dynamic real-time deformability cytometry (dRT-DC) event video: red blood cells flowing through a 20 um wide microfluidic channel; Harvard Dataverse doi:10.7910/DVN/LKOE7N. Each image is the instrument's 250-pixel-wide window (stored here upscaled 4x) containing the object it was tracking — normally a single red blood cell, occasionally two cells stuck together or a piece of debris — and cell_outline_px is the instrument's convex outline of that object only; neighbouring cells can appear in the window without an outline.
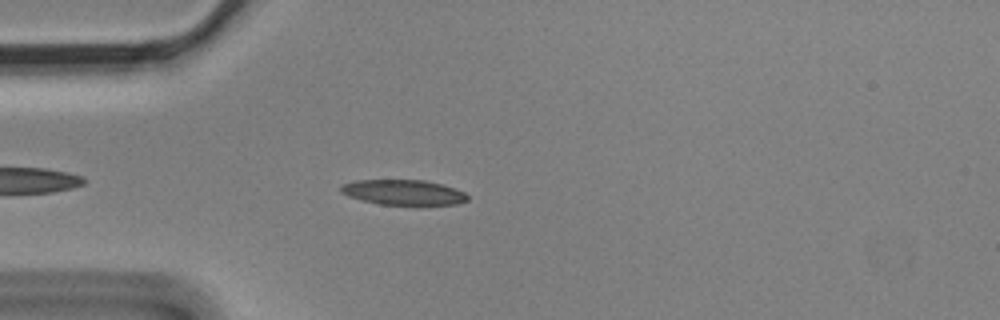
{"species": "Egyptian fruit bat (a non-hibernating species)", "species_latin": "Rousettus aegyptiacus", "temperature_condition": "cold", "stored_images_in_passage": 4, "camera_frame_rate_fps": 3000, "um_per_image_px": 0.085, "animal": {"sex": "male"}, "frame": {"image": 1, "passage_image": 3, "time_ms": 0.667, "image_size_px": [1000, 320], "cell_outline_px": [[468, 200], [456, 204], [380, 204], [348, 196], [340, 192], [340, 184], [356, 180], [424, 180], [440, 184], [464, 192], [468, 196]], "centroid_in_image_um": [34.24, 16.33], "position_along_channel_um": 50.8, "area_um2": 18.26}}